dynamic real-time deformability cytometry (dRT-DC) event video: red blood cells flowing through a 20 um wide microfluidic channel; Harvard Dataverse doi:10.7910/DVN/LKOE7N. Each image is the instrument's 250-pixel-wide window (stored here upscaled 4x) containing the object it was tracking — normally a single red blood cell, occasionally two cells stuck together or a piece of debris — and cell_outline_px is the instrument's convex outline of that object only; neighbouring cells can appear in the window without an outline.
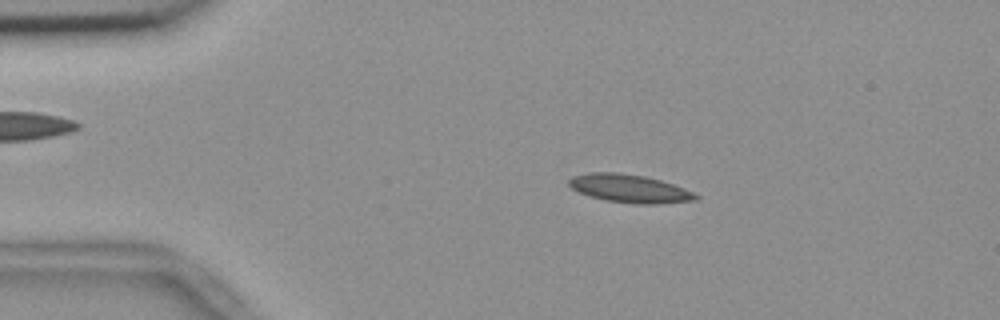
{"species": "common noctule bat (a hibernating species)", "species_latin": "Nyctalus noctula", "temperature_condition": "room temperature", "stored_images_in_passage": 4, "camera_frame_rate_fps": 3000, "um_per_image_px": 0.085, "animal": {"sex": "female", "body_mass_g": 18.4}, "frame": {"image": 1, "passage_image": 3, "time_ms": 0.667, "image_size_px": [1000, 320], "cell_outline_px": [[700, 200], [656, 204], [636, 204], [604, 200], [588, 196], [572, 188], [568, 184], [568, 180], [572, 176], [588, 172], [616, 172], [644, 176], [660, 180], [684, 188], [700, 196]], "centroid_in_image_um": [53.51, 16.03], "position_along_channel_um": 31.5, "area_um2": 20.92}}